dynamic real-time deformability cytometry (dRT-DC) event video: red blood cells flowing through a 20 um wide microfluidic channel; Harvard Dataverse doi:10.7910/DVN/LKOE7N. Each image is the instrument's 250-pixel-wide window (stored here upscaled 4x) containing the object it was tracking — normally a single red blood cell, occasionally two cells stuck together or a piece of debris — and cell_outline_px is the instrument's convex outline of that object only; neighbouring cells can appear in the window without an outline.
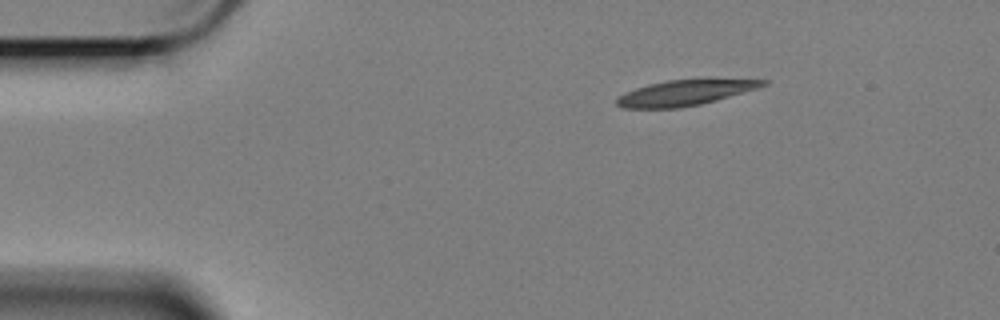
{"species": "Egyptian fruit bat (a non-hibernating species)", "species_latin": "Rousettus aegyptiacus", "temperature_condition": "cold", "stored_images_in_passage": 51, "camera_frame_rate_fps": 3000, "um_per_image_px": 0.085, "animal": {"sex": "female"}, "frame": {"image": 1, "passage_image": 1, "time_ms": 0.0, "image_size_px": [1000, 320], "cell_outline_px": [[772, 80], [768, 84], [760, 88], [716, 100], [700, 104], [680, 108], [620, 108], [616, 104], [616, 96], [624, 92], [648, 84], [668, 80], [708, 76]], "centroid_in_image_um": [58.35, 7.82], "position_along_channel_um": 26.7, "area_um2": 23.06}}
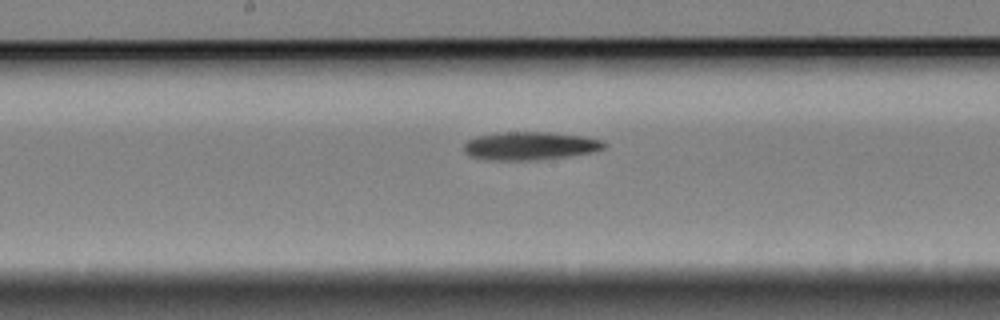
{"frame": {"image": 2, "passage_image": 22, "time_ms": 7.0, "image_size_px": [1000, 320], "cell_outline_px": [[608, 144], [604, 148], [592, 152], [568, 156], [536, 160], [484, 160], [468, 156], [464, 152], [464, 144], [468, 140], [476, 136], [496, 132], [552, 132], [584, 136], [604, 140]], "centroid_in_image_um": [45.04, 12.39], "position_along_channel_um": 203.2, "area_um2": 23.41}}
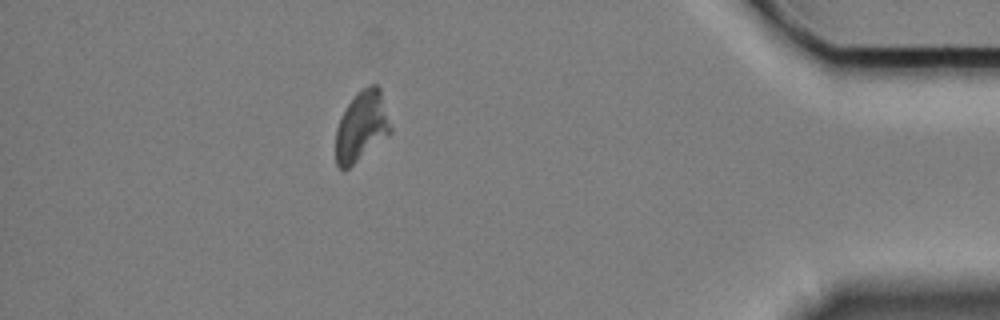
{"frame": {"image": 3, "passage_image": 44, "time_ms": 14.333, "image_size_px": [1000, 320], "cell_outline_px": [[392, 132], [344, 172], [336, 164], [336, 128], [340, 116], [356, 92], [368, 84], [376, 84], [380, 88], [392, 128]], "centroid_in_image_um": [30.73, 10.72], "position_along_channel_um": 404.5, "area_um2": 22.54}, "authors_computed_cell_mechanics": {"area_um2": 22.5998, "velocity_mm_per_s": 3.3644, "shape_relaxation_time_tau1_ms": 4.7163, "shape_relaxation_time_tau2_ms": null, "deformation_change_tau1": 0.1338, "deformation_change_tau2": null}}